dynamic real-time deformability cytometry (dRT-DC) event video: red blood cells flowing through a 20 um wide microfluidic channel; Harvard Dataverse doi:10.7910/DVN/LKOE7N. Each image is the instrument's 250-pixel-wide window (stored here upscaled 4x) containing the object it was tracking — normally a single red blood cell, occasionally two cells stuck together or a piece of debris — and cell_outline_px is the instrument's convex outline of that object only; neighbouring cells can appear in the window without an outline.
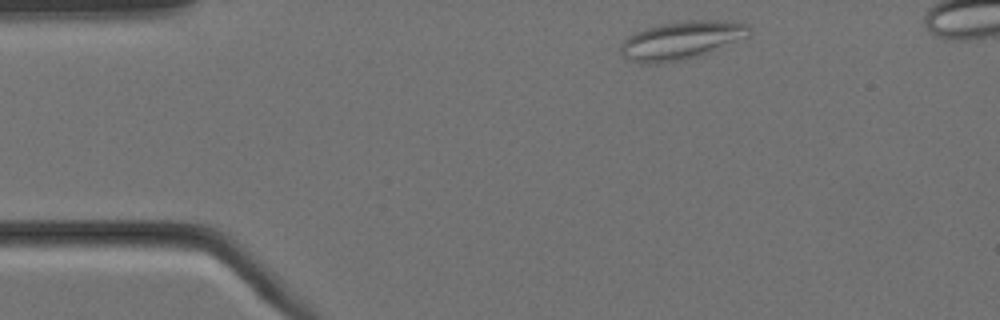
{"species": "Egyptian fruit bat (a non-hibernating species)", "species_latin": "Rousettus aegyptiacus", "temperature_condition": "cold", "stored_images_in_passage": 4, "camera_frame_rate_fps": 3000, "um_per_image_px": 0.085, "animal": {"sex": "female"}, "frame": {"image": 1, "passage_image": 1, "time_ms": 0.0, "image_size_px": [1000, 320], "cell_outline_px": [[752, 32], [748, 36], [696, 56], [680, 60], [656, 64], [644, 64], [632, 60], [624, 56], [620, 52], [620, 44], [628, 36], [636, 32], [660, 24], [676, 20], [716, 20], [748, 24], [752, 28]], "centroid_in_image_um": [57.89, 3.4], "position_along_channel_um": 27.1, "area_um2": 28.26}}